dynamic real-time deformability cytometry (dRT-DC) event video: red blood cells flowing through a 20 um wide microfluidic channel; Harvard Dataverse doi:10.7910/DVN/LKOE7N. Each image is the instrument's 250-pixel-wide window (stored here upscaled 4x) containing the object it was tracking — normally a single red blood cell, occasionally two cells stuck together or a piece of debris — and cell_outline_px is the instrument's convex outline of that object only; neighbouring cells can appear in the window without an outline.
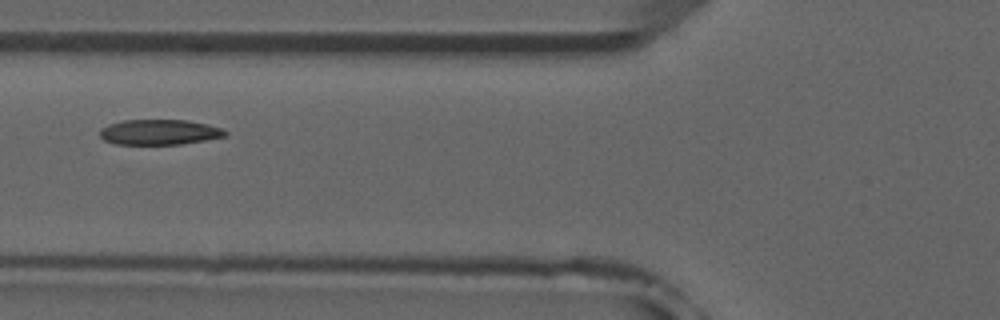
{"species": "common noctule bat (a hibernating species)", "species_latin": "Nyctalus noctula", "temperature_condition": "room temperature", "stored_images_in_passage": 5, "camera_frame_rate_fps": 3000, "um_per_image_px": 0.085, "animal": {"sex": "male", "forearm_length_mm": 52.5}, "frame": {"image": 1, "passage_image": 5, "time_ms": 5.333, "image_size_px": [1000, 320], "cell_outline_px": [[228, 136], [180, 144], [112, 144], [104, 140], [100, 136], [100, 128], [108, 124], [124, 120], [188, 120], [208, 124], [220, 128], [228, 132]], "centroid_in_image_um": [13.53, 11.23], "position_along_channel_um": 112.3, "area_um2": 18.55}}